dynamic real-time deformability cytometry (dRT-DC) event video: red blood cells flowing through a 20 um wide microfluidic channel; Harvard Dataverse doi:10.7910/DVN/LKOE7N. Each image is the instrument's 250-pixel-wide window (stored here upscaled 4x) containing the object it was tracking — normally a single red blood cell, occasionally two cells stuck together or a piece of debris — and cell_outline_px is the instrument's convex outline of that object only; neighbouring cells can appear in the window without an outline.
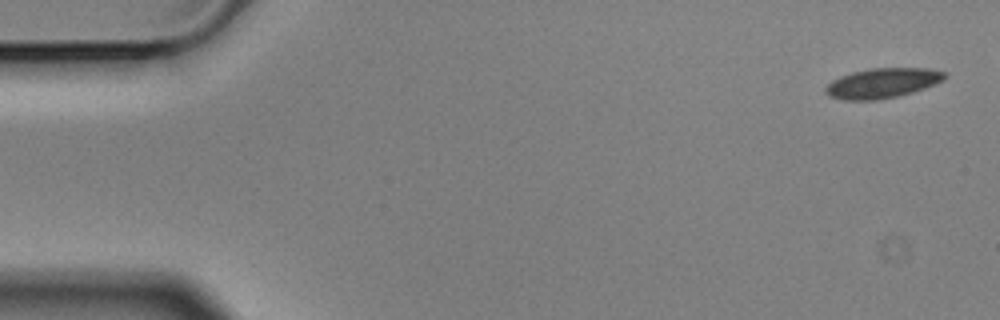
{"species": "Egyptian fruit bat (a non-hibernating species)", "species_latin": "Rousettus aegyptiacus", "temperature_condition": "cold", "stored_images_in_passage": 10, "camera_frame_rate_fps": 3000, "um_per_image_px": 0.085, "animal": {"sex": "male"}, "frame": {"image": 1, "passage_image": 1, "time_ms": 0.0, "image_size_px": [1000, 320], "cell_outline_px": [[948, 76], [944, 80], [924, 88], [900, 96], [876, 100], [844, 100], [828, 96], [824, 92], [824, 88], [832, 80], [840, 76], [852, 72], [872, 68], [928, 68], [944, 72]], "centroid_in_image_um": [74.98, 7.07], "position_along_channel_um": 10.0, "area_um2": 20.87}}
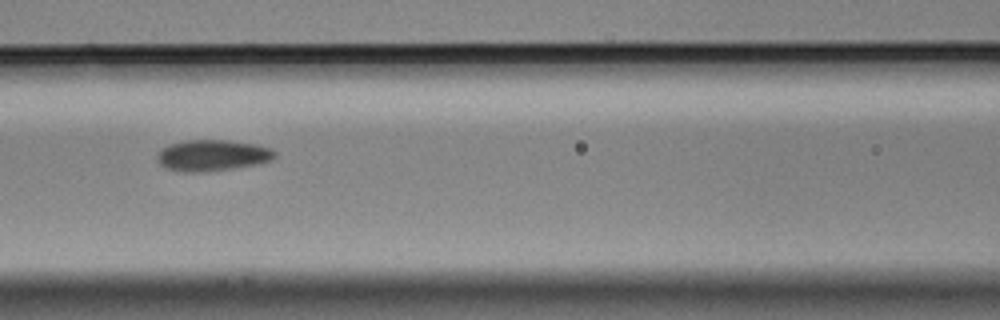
{"frame": {"image": 2, "passage_image": 7, "time_ms": 2.0, "image_size_px": [1000, 320], "cell_outline_px": [[276, 156], [272, 160], [256, 164], [232, 168], [204, 172], [184, 172], [164, 168], [156, 160], [156, 156], [160, 148], [168, 144], [184, 140], [228, 140], [256, 144], [272, 148], [276, 152]], "centroid_in_image_um": [18.01, 13.2], "position_along_channel_um": 148.6, "area_um2": 21.68}}
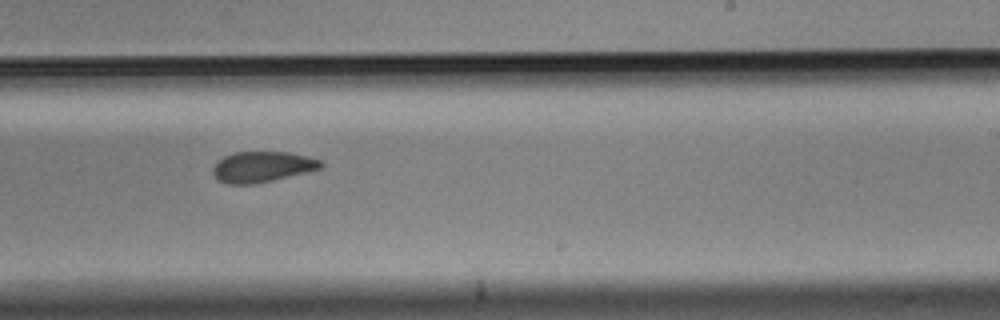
{"frame": {"image": 3, "passage_image": 10, "time_ms": 3.0, "image_size_px": [1000, 320], "cell_outline_px": [[324, 168], [308, 172], [256, 184], [228, 184], [216, 180], [212, 172], [212, 168], [224, 156], [236, 152], [288, 152], [320, 160], [324, 164]], "centroid_in_image_um": [22.29, 14.19], "position_along_channel_um": 266.7, "area_um2": 19.36}}